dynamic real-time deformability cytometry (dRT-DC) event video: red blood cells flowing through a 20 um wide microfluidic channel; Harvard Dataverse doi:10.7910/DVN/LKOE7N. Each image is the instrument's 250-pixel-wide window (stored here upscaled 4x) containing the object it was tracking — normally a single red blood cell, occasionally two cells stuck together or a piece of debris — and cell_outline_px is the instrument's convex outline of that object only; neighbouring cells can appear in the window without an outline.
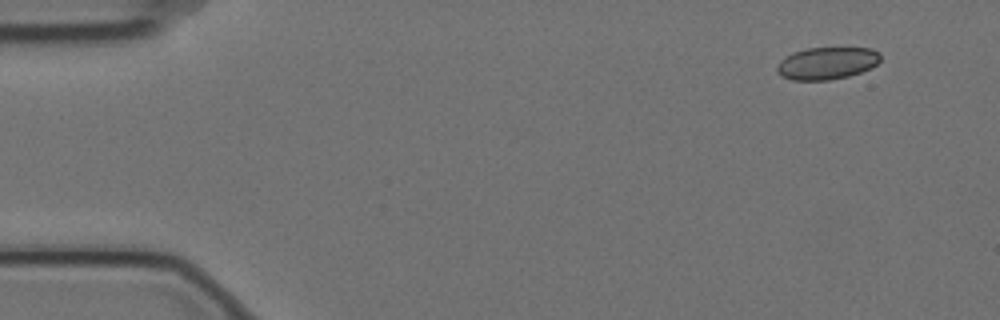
{"species": "Egyptian fruit bat (a non-hibernating species)", "species_latin": "Rousettus aegyptiacus", "temperature_condition": "cold", "stored_images_in_passage": 6, "camera_frame_rate_fps": 3000, "um_per_image_px": 0.085, "animal": {"sex": "female"}, "frame": {"image": 1, "passage_image": 2, "time_ms": 0.333, "image_size_px": [1000, 320], "cell_outline_px": [[880, 60], [872, 68], [848, 76], [828, 80], [792, 80], [780, 76], [776, 72], [776, 68], [780, 60], [792, 52], [808, 48], [872, 48], [880, 52]], "centroid_in_image_um": [70.27, 5.37], "position_along_channel_um": 14.7, "area_um2": 19.59}}
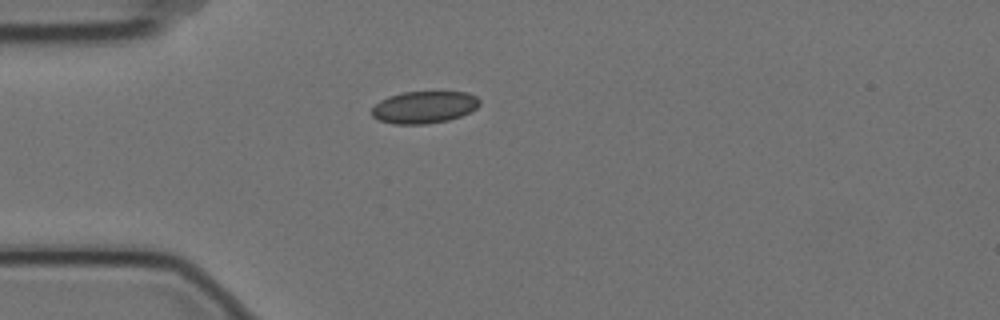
{"frame": {"image": 2, "passage_image": 5, "time_ms": 1.333, "image_size_px": [1000, 320], "cell_outline_px": [[480, 104], [472, 112], [448, 120], [428, 124], [392, 124], [380, 120], [372, 116], [372, 108], [380, 100], [388, 96], [404, 92], [468, 92], [476, 96], [480, 100]], "centroid_in_image_um": [36.07, 9.11], "position_along_channel_um": 48.9, "area_um2": 20.29}}